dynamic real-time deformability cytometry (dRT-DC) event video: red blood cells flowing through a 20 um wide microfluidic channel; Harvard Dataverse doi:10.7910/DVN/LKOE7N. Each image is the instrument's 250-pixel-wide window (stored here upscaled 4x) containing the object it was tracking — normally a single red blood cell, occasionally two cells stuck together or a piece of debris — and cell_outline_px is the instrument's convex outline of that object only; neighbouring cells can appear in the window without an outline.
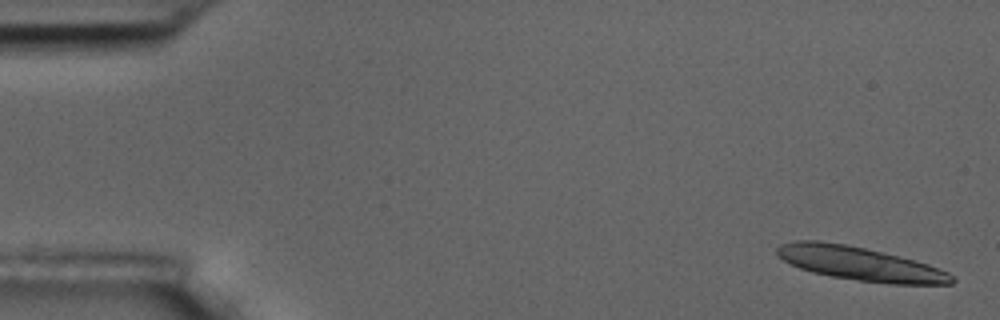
{"species": "common noctule bat (a hibernating species)", "species_latin": "Nyctalus noctula", "temperature_condition": "room temperature", "stored_images_in_passage": 6, "camera_frame_rate_fps": 3000, "um_per_image_px": 0.085, "animal": {"sex": "male", "body_mass_g": 17.5, "forearm_length_mm": 52.3}, "frame": {"image": 1, "passage_image": 1, "time_ms": 0.0, "image_size_px": [1000, 320], "cell_outline_px": [[956, 280], [952, 284], [892, 284], [856, 280], [832, 276], [812, 272], [800, 268], [776, 256], [776, 248], [780, 244], [796, 240], [816, 240], [844, 244], [864, 248], [916, 260], [928, 264], [948, 272]], "centroid_in_image_um": [73.08, 22.41], "position_along_channel_um": 11.9, "area_um2": 34.16}}
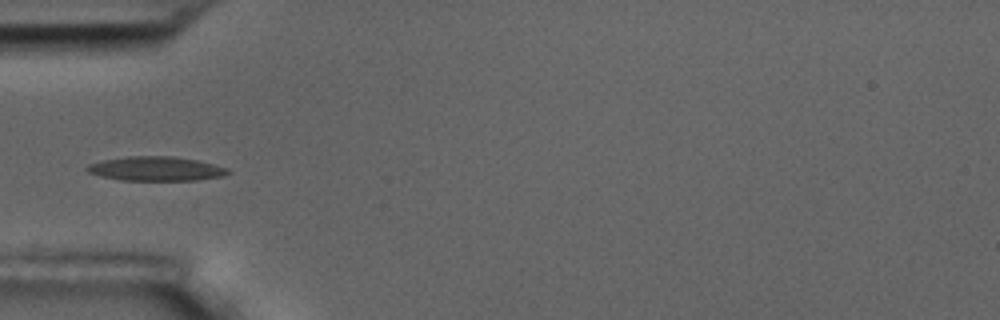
{"frame": {"image": 2, "passage_image": 6, "time_ms": 5.667, "image_size_px": [1000, 320], "cell_outline_px": [[232, 172], [224, 176], [196, 180], [120, 180], [88, 172], [84, 168], [88, 164], [100, 160], [128, 156], [172, 156], [196, 160], [228, 168]], "centroid_in_image_um": [13.25, 14.33], "position_along_channel_um": 71.7, "area_um2": 19.88}}